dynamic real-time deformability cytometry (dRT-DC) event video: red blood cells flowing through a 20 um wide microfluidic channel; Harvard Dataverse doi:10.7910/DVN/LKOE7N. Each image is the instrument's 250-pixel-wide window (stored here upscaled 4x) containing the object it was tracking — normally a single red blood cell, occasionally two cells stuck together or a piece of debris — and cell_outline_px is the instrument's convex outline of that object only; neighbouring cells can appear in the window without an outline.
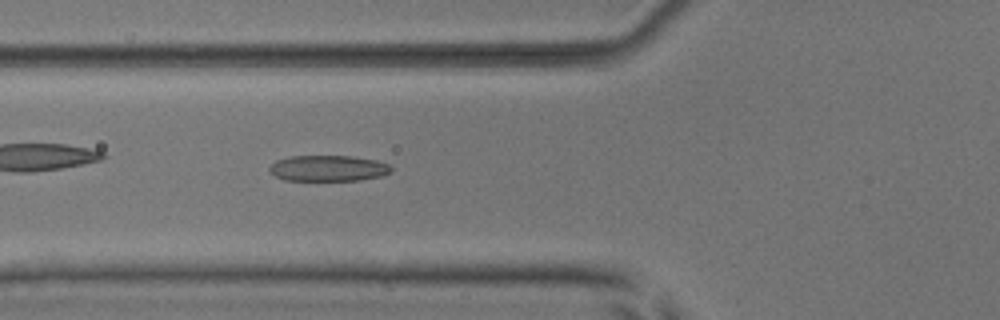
{"species": "common noctule bat (a hibernating species)", "species_latin": "Nyctalus noctula", "temperature_condition": "room temperature", "stored_images_in_passage": 43, "camera_frame_rate_fps": 3000, "um_per_image_px": 0.085, "animal": {"sex": "male", "body_mass_g": 17.9, "forearm_length_mm": 54.2}, "frame": {"image": 1, "passage_image": 10, "time_ms": 3.0, "image_size_px": [1000, 320], "cell_outline_px": [[392, 172], [380, 176], [360, 180], [284, 180], [276, 176], [268, 168], [276, 160], [288, 156], [352, 156], [376, 160], [388, 164], [392, 168]], "centroid_in_image_um": [27.91, 14.3], "position_along_channel_um": 97.9, "area_um2": 18.32}}
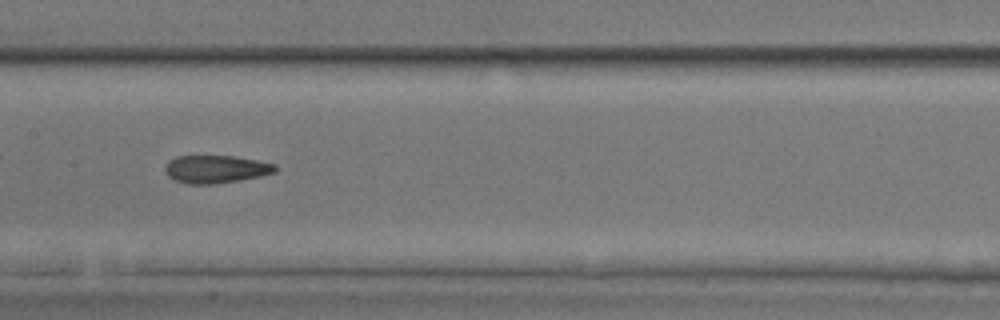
{"frame": {"image": 2, "passage_image": 17, "time_ms": 5.333, "image_size_px": [1000, 320], "cell_outline_px": [[276, 172], [260, 176], [240, 180], [216, 184], [188, 184], [176, 180], [168, 176], [164, 172], [164, 168], [168, 160], [176, 156], [236, 156], [276, 164]], "centroid_in_image_um": [18.33, 14.37], "position_along_channel_um": 189.1, "area_um2": 17.98}}
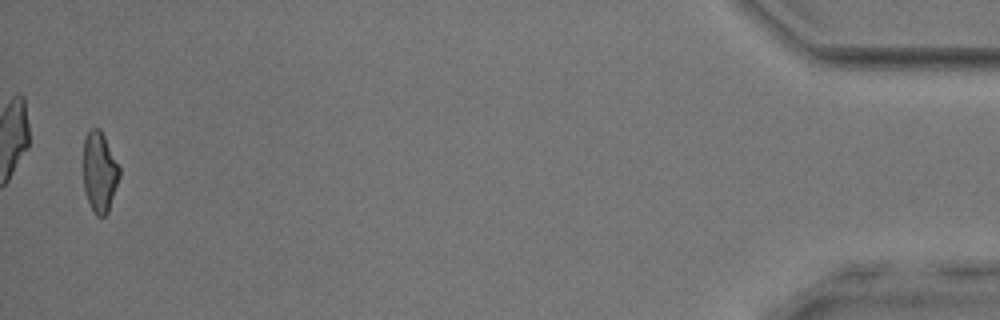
{"frame": {"image": 3, "passage_image": 42, "time_ms": 13.667, "image_size_px": [1000, 320], "cell_outline_px": [[120, 176], [108, 212], [104, 216], [96, 216], [92, 212], [84, 188], [84, 140], [88, 132], [92, 128], [100, 128], [120, 168]], "centroid_in_image_um": [8.47, 14.65], "position_along_channel_um": 426.7, "area_um2": 16.76}, "authors_computed_cell_mechanics": {"area_um2": 17.9758, "velocity_mm_per_s": 3.9014, "shape_relaxation_time_tau1_ms": 5.1568, "shape_relaxation_time_tau2_ms": 2.8284, "deformation_change_tau1": 0.1593, "deformation_change_tau2": 0.1176}}